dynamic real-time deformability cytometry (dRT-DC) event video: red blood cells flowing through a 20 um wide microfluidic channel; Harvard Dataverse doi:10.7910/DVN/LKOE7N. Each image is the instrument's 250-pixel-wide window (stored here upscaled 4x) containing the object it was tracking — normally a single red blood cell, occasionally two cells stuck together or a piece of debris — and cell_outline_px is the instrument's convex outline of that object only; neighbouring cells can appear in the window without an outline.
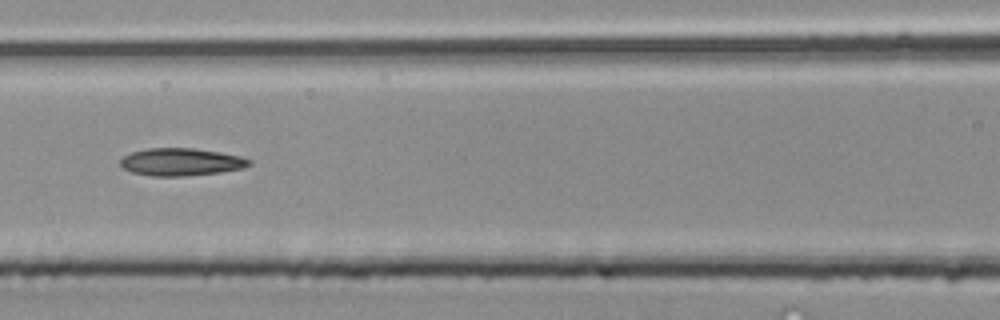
{"species": "common noctule bat (a hibernating species)", "species_latin": "Nyctalus noctula", "temperature_condition": "room temperature", "stored_images_in_passage": 13, "camera_frame_rate_fps": 3000, "um_per_image_px": 0.085, "animal": {"sex": "male", "body_mass_g": 20.4}, "frame": {"image": 1, "passage_image": 8, "time_ms": 2.333, "image_size_px": [1000, 320], "cell_outline_px": [[252, 164], [244, 168], [220, 172], [184, 176], [152, 176], [132, 172], [124, 168], [120, 164], [120, 160], [124, 156], [132, 152], [148, 148], [192, 148], [220, 152], [240, 156], [252, 160]], "centroid_in_image_um": [15.42, 13.76], "position_along_channel_um": 151.2, "area_um2": 20.63}}
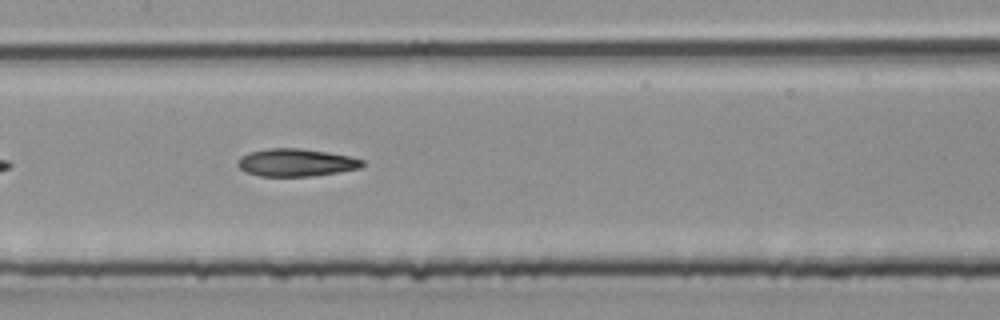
{"frame": {"image": 2, "passage_image": 10, "time_ms": 3.0, "image_size_px": [1000, 320], "cell_outline_px": [[364, 164], [360, 168], [340, 172], [312, 176], [260, 176], [244, 172], [236, 164], [240, 156], [248, 152], [268, 148], [300, 148], [328, 152], [352, 156], [364, 160]], "centroid_in_image_um": [25.16, 13.81], "position_along_channel_um": 182.2, "area_um2": 20.35}}